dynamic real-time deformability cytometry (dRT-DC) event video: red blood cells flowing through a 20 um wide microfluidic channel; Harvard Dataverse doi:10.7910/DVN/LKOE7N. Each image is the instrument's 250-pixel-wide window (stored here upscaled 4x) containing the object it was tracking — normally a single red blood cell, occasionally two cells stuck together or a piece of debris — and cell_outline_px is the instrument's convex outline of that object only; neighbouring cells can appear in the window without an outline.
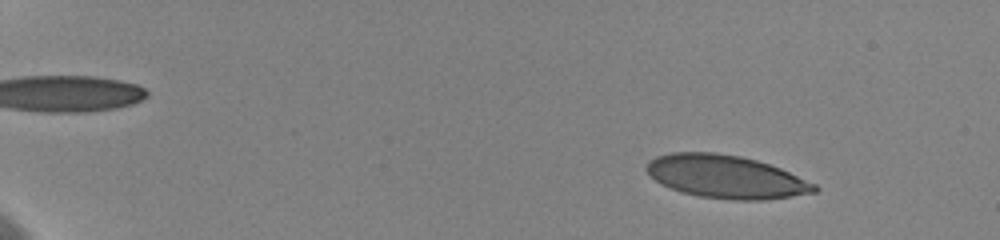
{"species": "human", "species_latin": "Homo sapiens", "temperature_condition": "cold", "stored_images_in_passage": 28, "camera_frame_rate_fps": 3000, "um_per_image_px": 0.085, "donor": {"sex": "female"}, "frame": {"image": 1, "passage_image": 12, "time_ms": 1.667, "image_size_px": [1000, 240], "cell_outline_px": [[820, 188], [816, 192], [764, 200], [732, 200], [700, 196], [680, 192], [660, 184], [644, 168], [656, 156], [672, 152], [716, 152], [740, 156], [756, 160], [780, 168], [816, 184]], "centroid_in_image_um": [61.71, 15.02], "position_along_channel_um": 23.3, "area_um2": 41.96}}
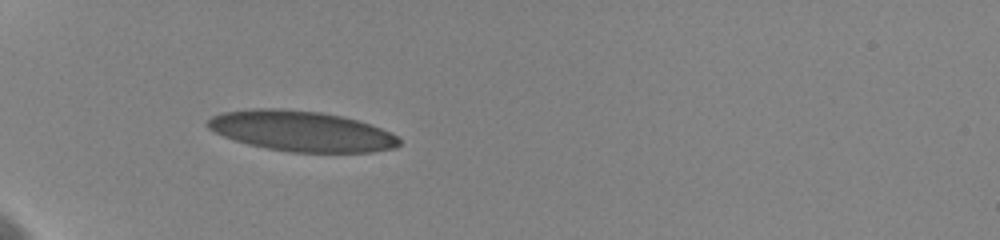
{"frame": {"image": 2, "passage_image": 27, "time_ms": 6.0, "image_size_px": [1000, 240], "cell_outline_px": [[400, 144], [396, 148], [372, 152], [288, 152], [248, 144], [224, 136], [208, 128], [204, 124], [212, 116], [220, 112], [252, 108], [280, 108], [320, 112], [340, 116], [356, 120], [380, 128], [396, 136], [400, 140]], "centroid_in_image_um": [25.58, 11.14], "position_along_channel_um": 59.4, "area_um2": 44.97}}